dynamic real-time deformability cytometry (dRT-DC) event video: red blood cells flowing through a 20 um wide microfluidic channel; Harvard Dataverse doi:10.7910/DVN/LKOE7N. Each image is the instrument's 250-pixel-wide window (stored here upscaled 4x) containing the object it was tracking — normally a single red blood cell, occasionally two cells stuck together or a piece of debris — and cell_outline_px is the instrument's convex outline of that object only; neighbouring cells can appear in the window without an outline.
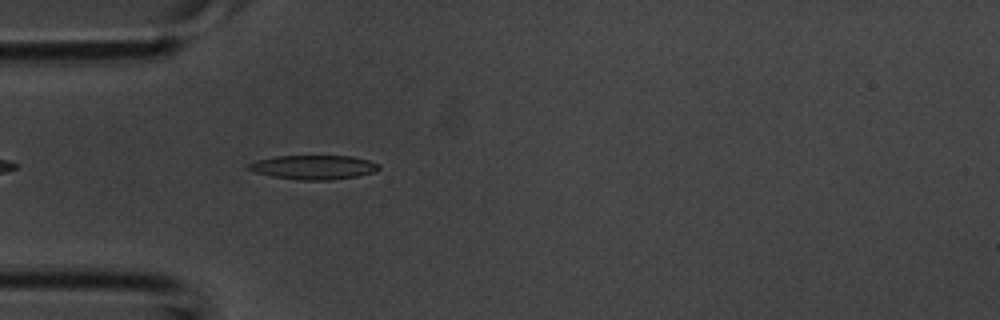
{"species": "common noctule bat (a hibernating species)", "species_latin": "Nyctalus noctula", "temperature_condition": "room temperature", "stored_images_in_passage": 32, "camera_frame_rate_fps": 3000, "um_per_image_px": 0.085, "animal": {"sex": "male", "body_mass_g": 20.1, "forearm_length_mm": 53.5}, "frame": {"image": 1, "passage_image": 3, "time_ms": 0.667, "image_size_px": [1000, 320], "cell_outline_px": [[380, 168], [376, 172], [356, 176], [328, 180], [296, 180], [272, 176], [256, 172], [244, 168], [248, 164], [256, 160], [276, 156], [352, 156], [368, 160], [380, 164]], "centroid_in_image_um": [26.65, 14.21], "position_along_channel_um": 58.3, "area_um2": 18.44}}
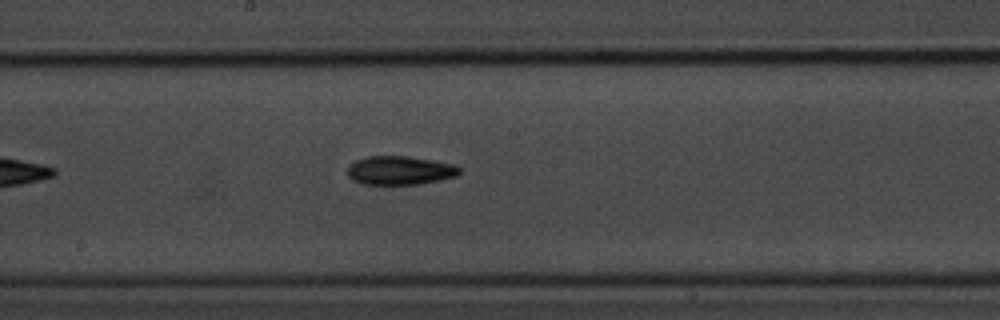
{"frame": {"image": 2, "passage_image": 13, "time_ms": 4.0, "image_size_px": [1000, 320], "cell_outline_px": [[460, 172], [456, 176], [440, 180], [420, 184], [364, 184], [352, 180], [348, 176], [348, 168], [356, 160], [368, 156], [408, 156], [432, 160], [452, 164], [460, 168]], "centroid_in_image_um": [33.99, 14.49], "position_along_channel_um": 214.2, "area_um2": 18.61}}
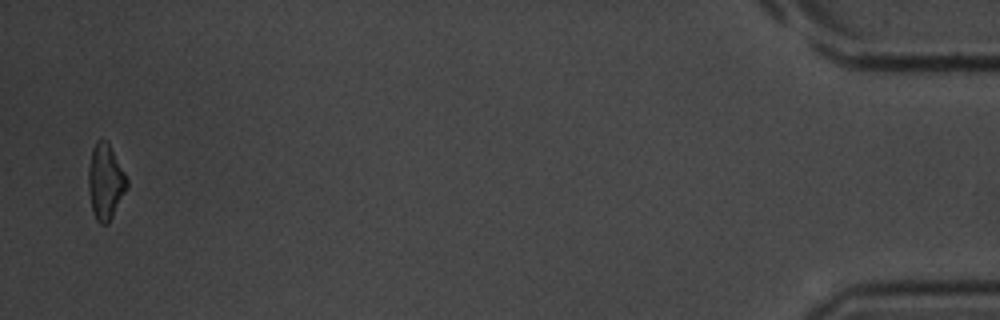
{"frame": {"image": 3, "passage_image": 32, "time_ms": 10.333, "image_size_px": [1000, 320], "cell_outline_px": [[128, 188], [108, 224], [100, 224], [96, 220], [92, 212], [88, 192], [88, 168], [92, 148], [96, 140], [108, 140], [128, 180]], "centroid_in_image_um": [8.95, 15.45], "position_along_channel_um": 426.2, "area_um2": 17.22}}